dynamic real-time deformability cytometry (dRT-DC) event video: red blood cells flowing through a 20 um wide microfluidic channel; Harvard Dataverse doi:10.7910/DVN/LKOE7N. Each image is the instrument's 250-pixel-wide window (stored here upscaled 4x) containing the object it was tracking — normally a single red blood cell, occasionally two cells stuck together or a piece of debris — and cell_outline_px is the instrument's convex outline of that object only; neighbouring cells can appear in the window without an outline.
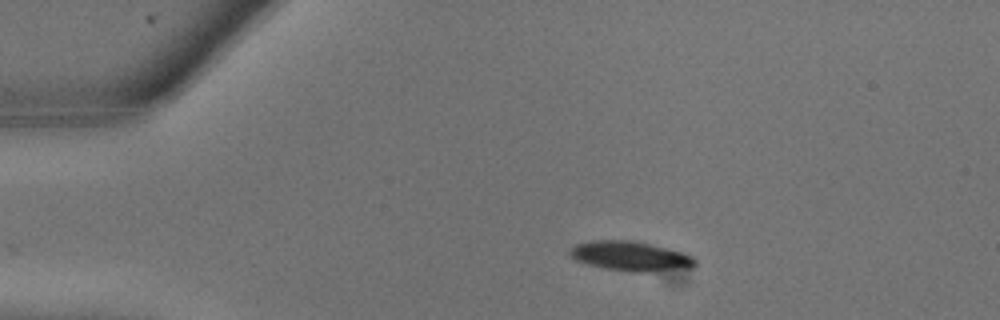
{"species": "common noctule bat (a hibernating species)", "species_latin": "Nyctalus noctula", "temperature_condition": "warm", "stored_images_in_passage": 17, "camera_frame_rate_fps": 3000, "um_per_image_px": 0.085, "animal": {"sex": "male", "body_mass_g": 13.3}, "frame": {"image": 1, "passage_image": 1, "time_ms": 0.0, "image_size_px": [1000, 320], "cell_outline_px": [[696, 264], [692, 268], [652, 272], [632, 272], [604, 268], [588, 264], [576, 260], [568, 252], [576, 244], [588, 240], [632, 240], [652, 244], [668, 248], [692, 256], [696, 260]], "centroid_in_image_um": [53.61, 21.77], "position_along_channel_um": 31.4, "area_um2": 21.73}}
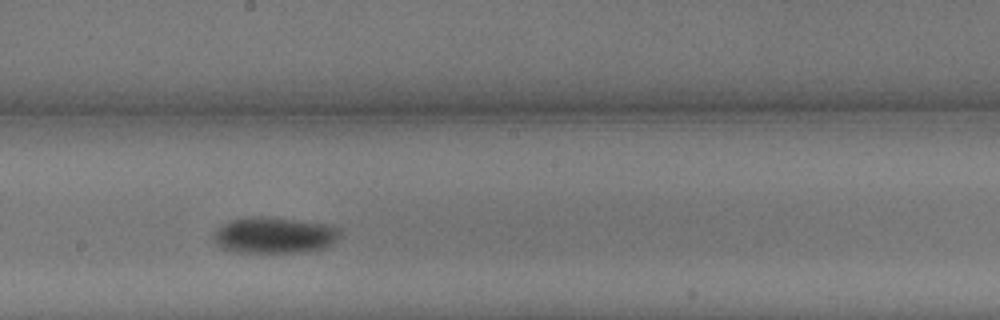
{"frame": {"image": 2, "passage_image": 10, "time_ms": 3.0, "image_size_px": [1000, 320], "cell_outline_px": [[340, 236], [332, 244], [324, 248], [296, 252], [240, 252], [224, 248], [216, 244], [212, 236], [212, 232], [216, 228], [232, 220], [256, 216], [260, 216], [332, 224], [340, 228]], "centroid_in_image_um": [23.34, 19.98], "position_along_channel_um": 224.9, "area_um2": 26.59}}
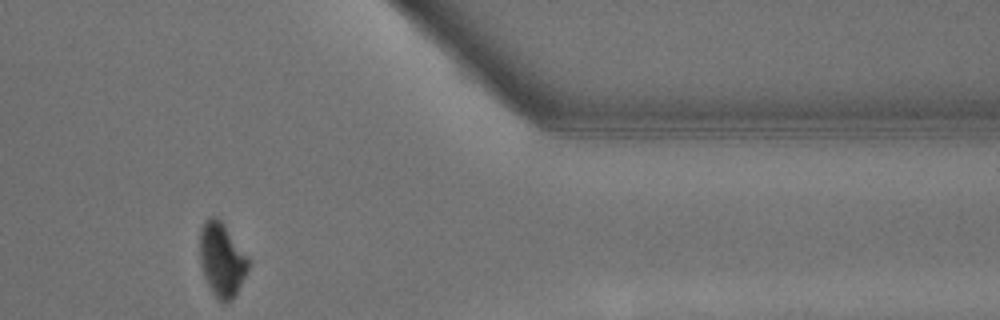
{"frame": {"image": 3, "passage_image": 17, "time_ms": 5.333, "image_size_px": [1000, 320], "cell_outline_px": [[248, 268], [232, 300], [224, 304], [212, 292], [204, 276], [200, 264], [200, 228], [204, 220], [212, 216], [216, 216], [220, 220], [248, 256]], "centroid_in_image_um": [18.83, 22.05], "position_along_channel_um": 392.6, "area_um2": 20.58}}